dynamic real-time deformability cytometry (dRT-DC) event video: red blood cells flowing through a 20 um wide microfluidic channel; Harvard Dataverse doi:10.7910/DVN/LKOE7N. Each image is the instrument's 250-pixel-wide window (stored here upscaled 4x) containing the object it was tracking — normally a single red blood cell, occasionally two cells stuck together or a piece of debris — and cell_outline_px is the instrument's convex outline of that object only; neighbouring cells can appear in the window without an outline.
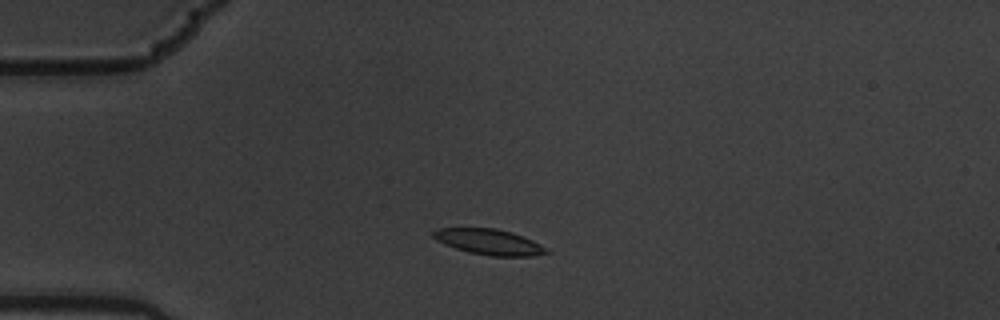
{"species": "common noctule bat (a hibernating species)", "species_latin": "Nyctalus noctula", "temperature_condition": "warm", "stored_images_in_passage": 4, "camera_frame_rate_fps": 3000, "um_per_image_px": 0.085, "animal": {"sex": "male", "body_mass_g": 19.5, "forearm_length_mm": 54.6}, "frame": {"image": 1, "passage_image": 3, "time_ms": 0.667, "image_size_px": [1000, 320], "cell_outline_px": [[552, 252], [532, 256], [488, 256], [468, 252], [444, 244], [436, 240], [432, 236], [432, 232], [436, 228], [496, 228], [512, 232], [532, 240], [548, 248]], "centroid_in_image_um": [41.58, 20.56], "position_along_channel_um": 43.4, "area_um2": 17.05}}